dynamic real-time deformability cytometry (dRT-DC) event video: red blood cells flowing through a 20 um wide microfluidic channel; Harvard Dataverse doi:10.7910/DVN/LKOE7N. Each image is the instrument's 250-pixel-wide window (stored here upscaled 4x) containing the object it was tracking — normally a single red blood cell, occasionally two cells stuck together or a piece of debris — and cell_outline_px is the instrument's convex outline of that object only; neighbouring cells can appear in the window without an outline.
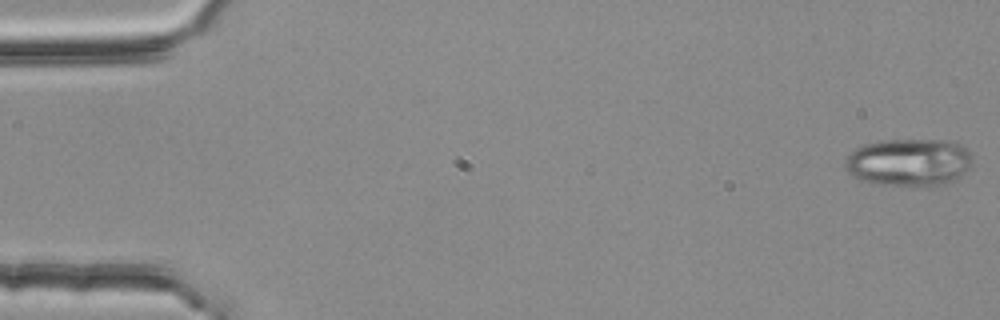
{"species": "common noctule bat (a hibernating species)", "species_latin": "Nyctalus noctula", "temperature_condition": "room temperature", "stored_images_in_passage": 54, "camera_frame_rate_fps": 3000, "um_per_image_px": 0.085, "animal": {"sex": "female", "body_mass_g": 25.1}, "frame": {"image": 1, "passage_image": 1, "time_ms": 0.0, "image_size_px": [1000, 320], "cell_outline_px": [[972, 168], [960, 176], [936, 188], [876, 184], [864, 180], [848, 172], [844, 168], [844, 160], [848, 152], [864, 144], [884, 140], [952, 140], [960, 144], [972, 156]], "centroid_in_image_um": [77.28, 13.81], "position_along_channel_um": 7.7, "area_um2": 36.01}}
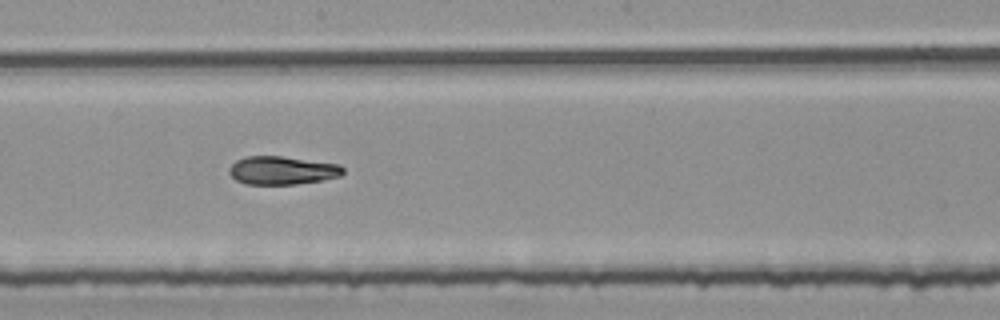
{"frame": {"image": 2, "passage_image": 30, "time_ms": 9.667, "image_size_px": [1000, 320], "cell_outline_px": [[344, 172], [340, 176], [320, 180], [296, 184], [244, 184], [236, 180], [228, 172], [228, 168], [236, 160], [244, 156], [280, 156], [340, 164], [344, 168]], "centroid_in_image_um": [23.96, 14.48], "position_along_channel_um": 224.2, "area_um2": 18.79}}
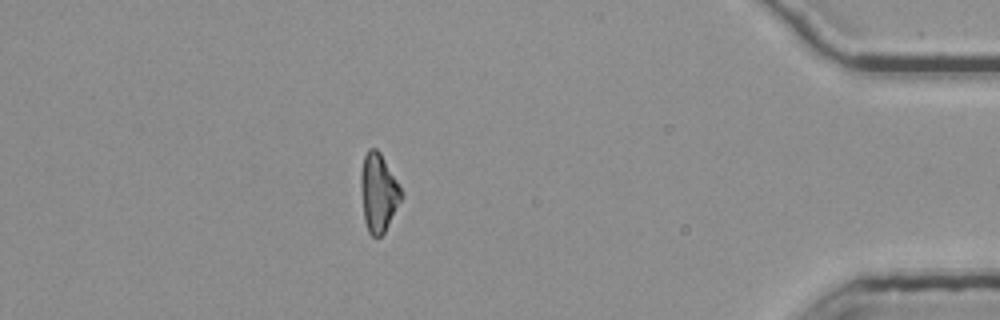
{"frame": {"image": 3, "passage_image": 48, "time_ms": 15.667, "image_size_px": [1000, 320], "cell_outline_px": [[404, 196], [384, 232], [380, 236], [372, 236], [368, 232], [364, 220], [360, 188], [360, 176], [364, 156], [368, 148], [376, 148], [380, 152], [404, 192]], "centroid_in_image_um": [32.17, 16.36], "position_along_channel_um": 403.0, "area_um2": 18.61}, "authors_computed_cell_mechanics": {"area_um2": 19.1318, "velocity_mm_per_s": 3.7847, "shape_relaxation_time_tau1_ms": null, "shape_relaxation_time_tau2_ms": 6.4748, "deformation_change_tau1": null, "deformation_change_tau2": 0.1393}}